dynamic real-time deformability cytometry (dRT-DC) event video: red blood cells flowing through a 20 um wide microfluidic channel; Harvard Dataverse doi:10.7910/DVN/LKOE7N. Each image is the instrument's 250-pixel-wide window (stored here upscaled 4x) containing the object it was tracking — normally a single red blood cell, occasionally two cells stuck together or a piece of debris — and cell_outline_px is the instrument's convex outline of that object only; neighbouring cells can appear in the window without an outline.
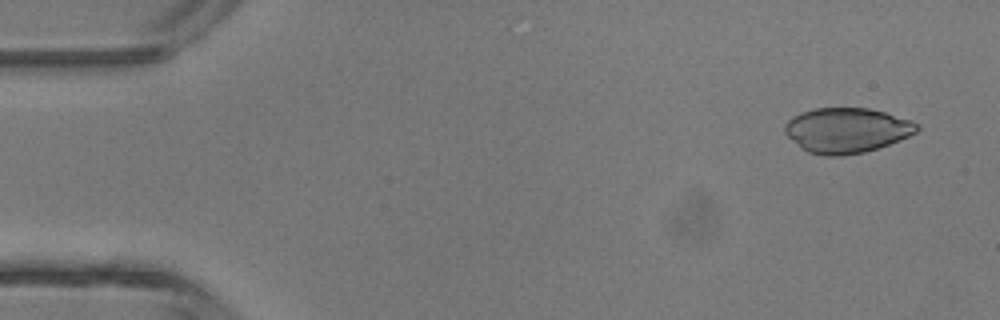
{"species": "common noctule bat (a hibernating species)", "species_latin": "Nyctalus noctula", "temperature_condition": "room temperature", "stored_images_in_passage": 4, "camera_frame_rate_fps": 3000, "um_per_image_px": 0.085, "animal": {"sex": "male", "body_mass_g": 13.3}, "frame": {"image": 1, "passage_image": 1, "time_ms": 0.0, "image_size_px": [1000, 320], "cell_outline_px": [[920, 128], [916, 132], [900, 140], [864, 152], [840, 156], [824, 156], [808, 152], [788, 136], [784, 132], [784, 124], [792, 116], [816, 108], [868, 108], [884, 112], [912, 120], [920, 124]], "centroid_in_image_um": [71.99, 11.07], "position_along_channel_um": 13.0, "area_um2": 34.51}}